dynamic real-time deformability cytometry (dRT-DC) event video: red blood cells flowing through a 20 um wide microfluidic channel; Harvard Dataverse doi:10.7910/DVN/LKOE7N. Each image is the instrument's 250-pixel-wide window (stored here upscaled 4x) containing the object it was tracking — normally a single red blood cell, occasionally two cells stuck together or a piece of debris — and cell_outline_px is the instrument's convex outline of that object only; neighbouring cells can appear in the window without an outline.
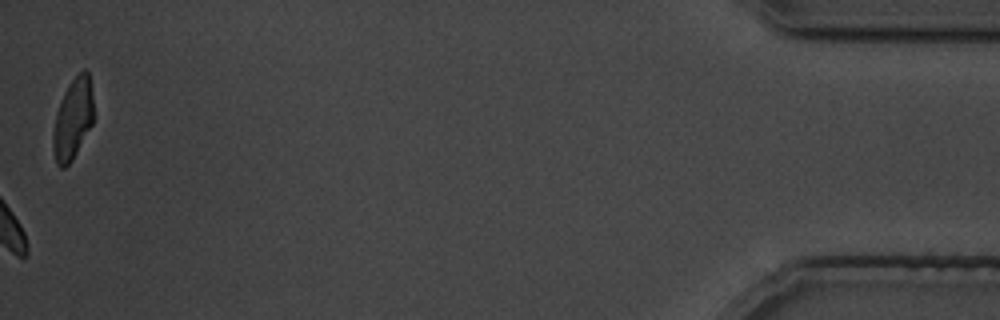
{"species": "common noctule bat (a hibernating species)", "species_latin": "Nyctalus noctula", "temperature_condition": "cold", "stored_images_in_passage": 30, "camera_frame_rate_fps": 3000, "um_per_image_px": 0.085, "animal": {"sex": "male", "body_mass_g": 19.5, "forearm_length_mm": 54.6}, "frame": {"image": 1, "passage_image": 30, "time_ms": 33.333, "image_size_px": [1000, 320], "cell_outline_px": [[92, 124], [72, 160], [64, 168], [60, 168], [56, 164], [52, 148], [52, 136], [56, 112], [64, 92], [68, 84], [84, 68], [88, 72], [92, 96]], "centroid_in_image_um": [6.16, 10.14], "position_along_channel_um": 429.0, "area_um2": 18.9}}